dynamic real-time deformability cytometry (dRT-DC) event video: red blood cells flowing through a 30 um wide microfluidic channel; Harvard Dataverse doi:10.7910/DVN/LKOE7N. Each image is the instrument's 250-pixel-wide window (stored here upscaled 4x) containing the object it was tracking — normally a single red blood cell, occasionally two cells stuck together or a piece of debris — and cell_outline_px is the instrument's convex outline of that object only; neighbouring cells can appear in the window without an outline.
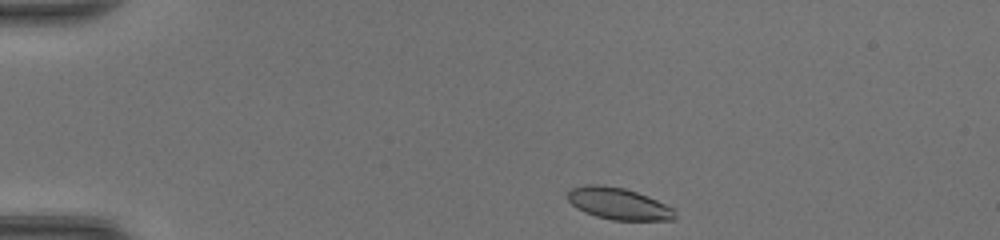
{"species": "common noctule bat (a hibernating species)", "species_latin": "Nyctalus noctula", "temperature_condition": "room temperature", "stored_images_in_passage": 39, "camera_frame_rate_fps": 3000, "um_per_image_px": 0.085, "animal": {"sex": "female", "body_mass_g": 20.0, "forearm_length_mm": 54.0}, "frame": {"image": 1, "passage_image": 1, "time_ms": 0.0, "image_size_px": [1000, 240], "cell_outline_px": [[676, 220], [612, 220], [596, 216], [584, 212], [576, 208], [568, 200], [568, 192], [572, 188], [584, 184], [600, 184], [624, 188], [648, 196], [676, 208]], "centroid_in_image_um": [52.61, 17.31], "position_along_channel_um": 32.4, "area_um2": 20.11}}
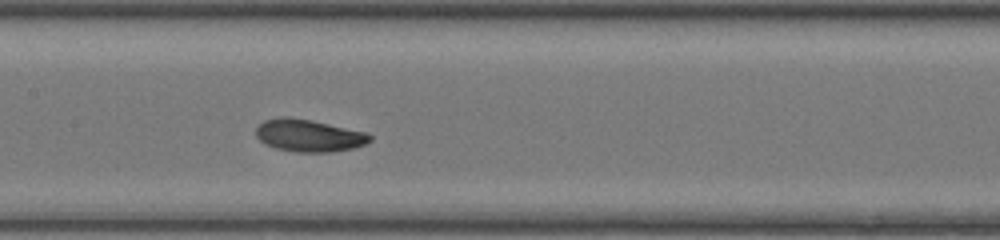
{"frame": {"image": 2, "passage_image": 16, "time_ms": 5.0, "image_size_px": [1000, 240], "cell_outline_px": [[372, 140], [364, 144], [352, 148], [332, 152], [296, 152], [276, 148], [260, 140], [256, 136], [256, 128], [264, 120], [280, 116], [288, 116], [312, 120], [368, 132], [372, 136]], "centroid_in_image_um": [26.27, 11.5], "position_along_channel_um": 181.1, "area_um2": 21.56}}
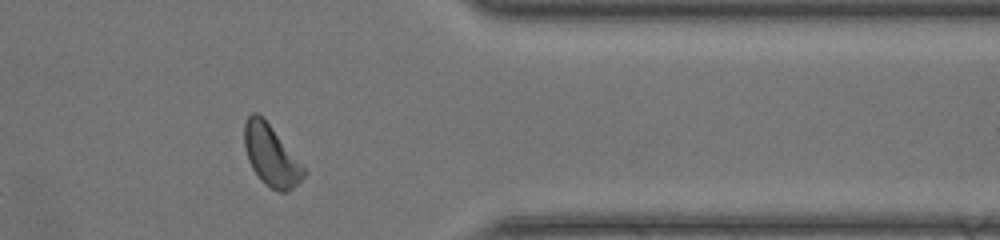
{"frame": {"image": 3, "passage_image": 31, "time_ms": 10.0, "image_size_px": [1000, 240], "cell_outline_px": [[308, 172], [288, 192], [280, 192], [264, 184], [260, 180], [252, 168], [248, 160], [244, 148], [244, 124], [248, 116], [252, 112], [256, 112], [272, 128]], "centroid_in_image_um": [23.01, 13.24], "position_along_channel_um": 388.4, "area_um2": 20.75}, "authors_computed_cell_mechanics": {"area_um2": 20.9236, "velocity_mm_per_s": 4.374, "shape_relaxation_time_tau1_ms": 2.3946, "shape_relaxation_time_tau2_ms": 3.9693, "deformation_change_tau1": 0.1113, "deformation_change_tau2": 0.1125}}